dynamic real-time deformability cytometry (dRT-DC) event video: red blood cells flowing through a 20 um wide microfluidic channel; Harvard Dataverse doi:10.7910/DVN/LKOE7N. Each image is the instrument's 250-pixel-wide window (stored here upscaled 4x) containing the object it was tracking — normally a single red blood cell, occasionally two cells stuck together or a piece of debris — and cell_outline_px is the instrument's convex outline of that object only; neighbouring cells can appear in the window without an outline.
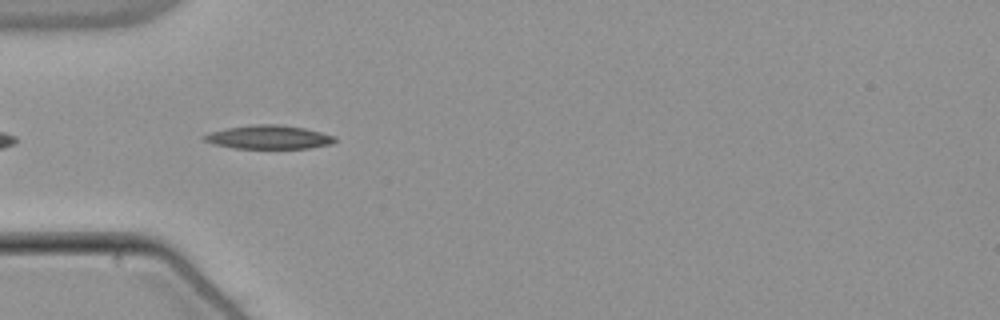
{"species": "common noctule bat (a hibernating species)", "species_latin": "Nyctalus noctula", "temperature_condition": "warm", "stored_images_in_passage": 7, "camera_frame_rate_fps": 3000, "um_per_image_px": 0.085, "animal": {"sex": "male", "body_mass_g": 21.5, "forearm_length_mm": 52.0}, "frame": {"image": 1, "passage_image": 3, "time_ms": 0.667, "image_size_px": [1000, 320], "cell_outline_px": [[336, 140], [332, 144], [308, 148], [236, 148], [216, 144], [204, 140], [200, 136], [208, 132], [228, 128], [260, 124], [276, 124], [304, 128], [336, 136]], "centroid_in_image_um": [22.85, 11.66], "position_along_channel_um": 62.1, "area_um2": 17.8}}